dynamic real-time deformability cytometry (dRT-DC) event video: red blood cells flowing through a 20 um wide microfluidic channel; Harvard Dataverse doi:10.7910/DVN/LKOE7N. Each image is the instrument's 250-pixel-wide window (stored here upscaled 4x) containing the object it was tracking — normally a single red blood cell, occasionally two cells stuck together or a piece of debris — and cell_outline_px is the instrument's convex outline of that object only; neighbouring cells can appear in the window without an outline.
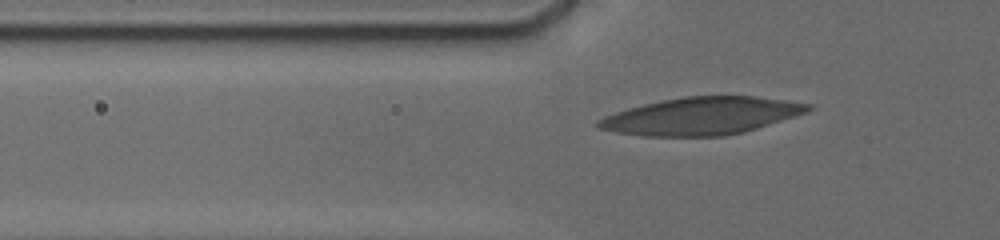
{"species": "human", "species_latin": "Homo sapiens", "temperature_condition": "cold", "stored_images_in_passage": 40, "camera_frame_rate_fps": 3000, "um_per_image_px": 0.085, "donor": {"sex": "male"}, "frame": {"image": 1, "passage_image": 10, "time_ms": 2.0, "image_size_px": [1000, 240], "cell_outline_px": [[812, 108], [804, 112], [744, 132], [724, 136], [644, 136], [616, 132], [600, 128], [596, 124], [596, 120], [604, 116], [628, 108], [660, 100], [684, 96], [756, 96], [812, 104]], "centroid_in_image_um": [59.57, 9.85], "position_along_channel_um": 66.2, "area_um2": 45.32}}
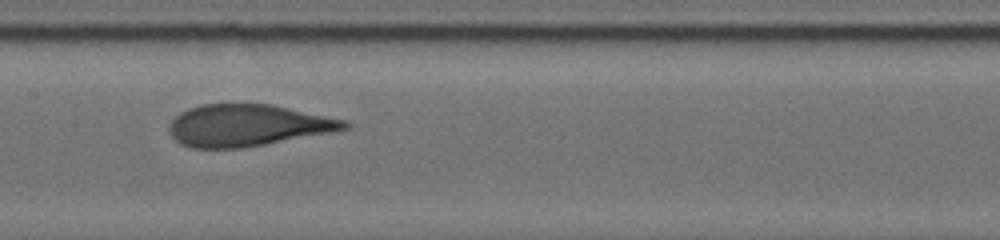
{"frame": {"image": 2, "passage_image": 23, "time_ms": 5.333, "image_size_px": [1000, 240], "cell_outline_px": [[352, 124], [348, 128], [328, 132], [244, 148], [192, 148], [180, 144], [168, 132], [168, 124], [180, 112], [188, 108], [200, 104], [272, 104], [344, 120]], "centroid_in_image_um": [20.97, 10.65], "position_along_channel_um": 186.4, "area_um2": 42.43}}
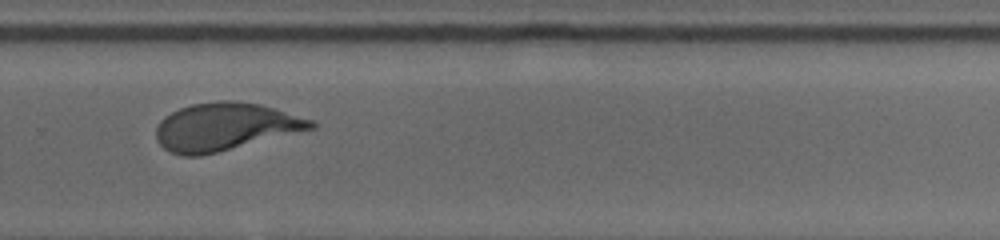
{"frame": {"image": 3, "passage_image": 39, "time_ms": 8.667, "image_size_px": [1000, 240], "cell_outline_px": [[316, 128], [200, 156], [184, 156], [168, 152], [156, 140], [156, 128], [160, 120], [164, 116], [180, 108], [192, 104], [220, 100], [236, 100], [260, 104], [312, 120], [316, 124]], "centroid_in_image_um": [19.09, 10.77], "position_along_channel_um": 310.7, "area_um2": 42.89}}